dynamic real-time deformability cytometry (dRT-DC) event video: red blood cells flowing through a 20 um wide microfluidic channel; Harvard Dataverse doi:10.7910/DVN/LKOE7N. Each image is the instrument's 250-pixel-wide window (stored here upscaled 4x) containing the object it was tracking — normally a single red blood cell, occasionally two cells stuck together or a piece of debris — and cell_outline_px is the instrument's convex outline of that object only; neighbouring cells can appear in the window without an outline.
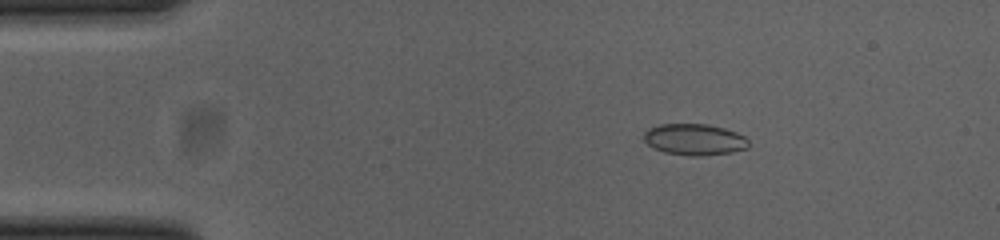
{"species": "common noctule bat (a hibernating species)", "species_latin": "Nyctalus noctula", "temperature_condition": "cold", "stored_images_in_passage": 50, "camera_frame_rate_fps": 3000, "um_per_image_px": 0.085, "animal": {"sex": "female", "body_mass_g": 23.0, "forearm_length_mm": 53.4}, "frame": {"image": 1, "passage_image": 6, "time_ms": 1.667, "image_size_px": [1000, 240], "cell_outline_px": [[748, 148], [732, 152], [700, 156], [688, 156], [664, 152], [652, 148], [644, 140], [644, 132], [648, 128], [660, 124], [708, 124], [724, 128], [736, 132], [744, 136], [748, 140]], "centroid_in_image_um": [59.01, 11.86], "position_along_channel_um": 26.0, "area_um2": 19.25}}
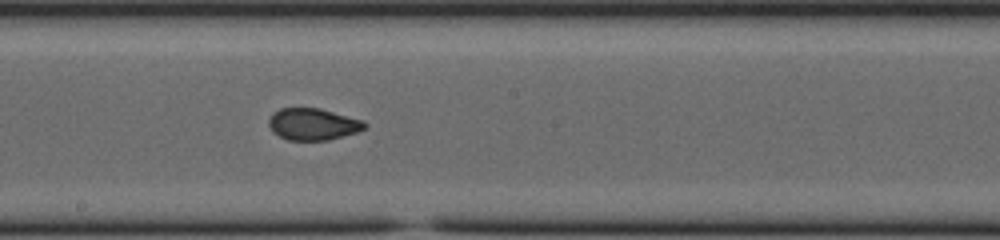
{"frame": {"image": 2, "passage_image": 26, "time_ms": 8.333, "image_size_px": [1000, 240], "cell_outline_px": [[368, 124], [364, 128], [356, 132], [328, 140], [288, 140], [272, 132], [268, 124], [268, 120], [272, 112], [280, 108], [320, 108], [364, 120]], "centroid_in_image_um": [26.58, 10.54], "position_along_channel_um": 221.6, "area_um2": 17.86}}
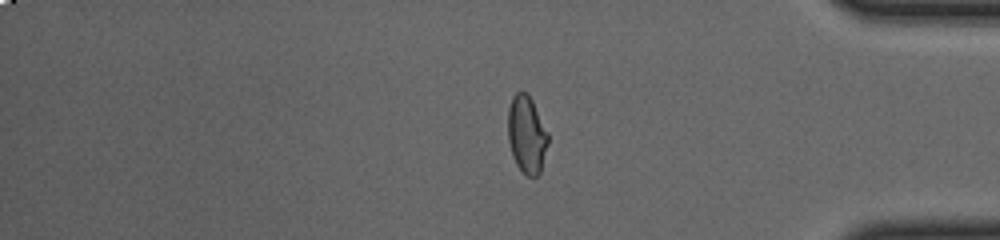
{"frame": {"image": 3, "passage_image": 41, "time_ms": 13.333, "image_size_px": [1000, 240], "cell_outline_px": [[548, 144], [540, 172], [536, 176], [528, 176], [516, 164], [512, 156], [508, 140], [508, 108], [512, 96], [520, 88], [528, 92], [548, 132]], "centroid_in_image_um": [44.76, 11.37], "position_along_channel_um": 390.4, "area_um2": 18.32}, "authors_computed_cell_mechanics": {"area_um2": 18.3804, "velocity_mm_per_s": 3.8611, "shape_relaxation_time_tau1_ms": null, "shape_relaxation_time_tau2_ms": 0.7701, "deformation_change_tau1": null, "deformation_change_tau2": 0.0451}}